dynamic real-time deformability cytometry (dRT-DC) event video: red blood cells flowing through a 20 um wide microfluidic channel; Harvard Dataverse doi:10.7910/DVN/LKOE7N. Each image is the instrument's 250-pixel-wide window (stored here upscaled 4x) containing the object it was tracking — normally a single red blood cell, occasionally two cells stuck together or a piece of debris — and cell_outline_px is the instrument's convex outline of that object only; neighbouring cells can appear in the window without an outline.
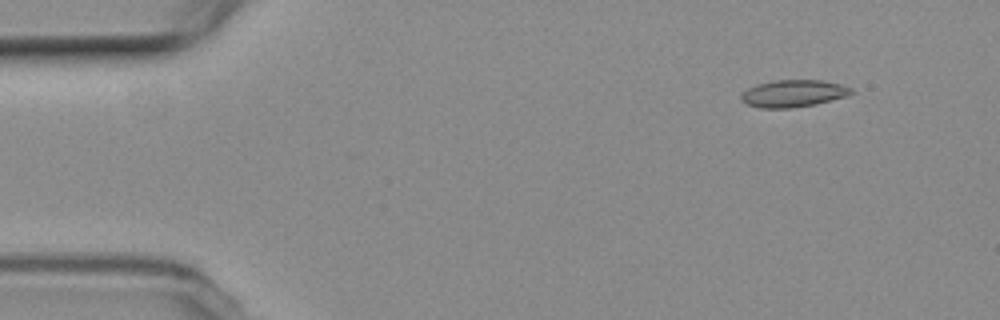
{"species": "common noctule bat (a hibernating species)", "species_latin": "Nyctalus noctula", "temperature_condition": "room temperature", "stored_images_in_passage": 5, "camera_frame_rate_fps": 3000, "um_per_image_px": 0.085, "animal": {"sex": "female", "body_mass_g": 19.3, "forearm_length_mm": 54.1}, "frame": {"image": 1, "passage_image": 2, "time_ms": 1.333, "image_size_px": [1000, 320], "cell_outline_px": [[852, 92], [848, 96], [816, 104], [788, 108], [760, 108], [748, 104], [740, 100], [740, 92], [756, 84], [772, 80], [820, 80], [840, 84], [852, 88]], "centroid_in_image_um": [67.39, 7.94], "position_along_channel_um": 17.6, "area_um2": 17.51}}
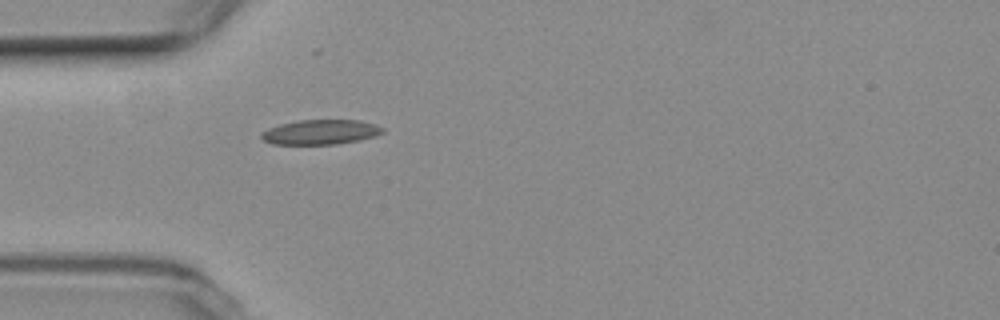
{"frame": {"image": 2, "passage_image": 5, "time_ms": 5.0, "image_size_px": [1000, 320], "cell_outline_px": [[384, 132], [376, 136], [360, 140], [336, 144], [272, 144], [264, 140], [260, 136], [260, 132], [268, 128], [280, 124], [296, 120], [360, 120], [384, 128]], "centroid_in_image_um": [27.23, 11.22], "position_along_channel_um": 57.8, "area_um2": 17.57}}